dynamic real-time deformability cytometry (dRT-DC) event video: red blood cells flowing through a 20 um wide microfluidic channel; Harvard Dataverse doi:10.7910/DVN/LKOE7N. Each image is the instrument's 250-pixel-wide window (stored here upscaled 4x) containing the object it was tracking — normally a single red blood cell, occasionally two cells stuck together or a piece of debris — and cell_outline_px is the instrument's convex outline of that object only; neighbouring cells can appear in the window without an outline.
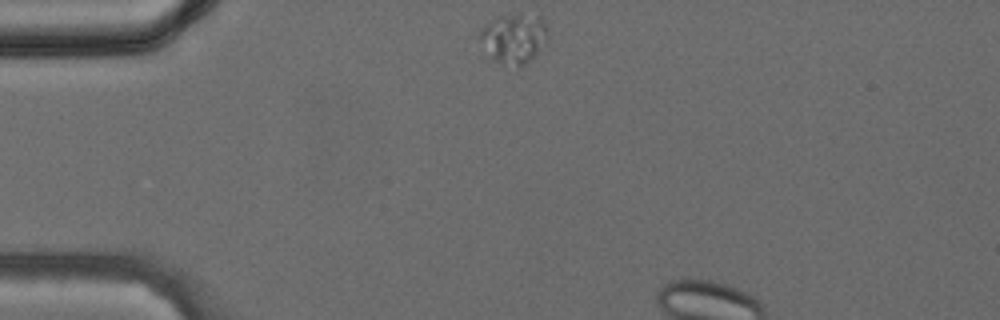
{"species": "common noctule bat (a hibernating species)", "species_latin": "Nyctalus noctula", "temperature_condition": "cold", "stored_images_in_passage": 7, "camera_frame_rate_fps": 3000, "um_per_image_px": 0.085, "animal": {"sex": "female", "body_mass_g": 24.6, "forearm_length_mm": 56.2}, "frame": {"image": 1, "passage_image": 1, "time_ms": 0.0, "image_size_px": [1000, 320], "cell_outline_px": [[548, 36], [532, 60], [520, 68], [496, 60], [492, 56], [480, 36], [480, 32], [484, 24], [500, 16], [516, 12], [540, 12], [544, 20]], "centroid_in_image_um": [43.77, 3.17], "position_along_channel_um": 41.2, "area_um2": 19.77}}
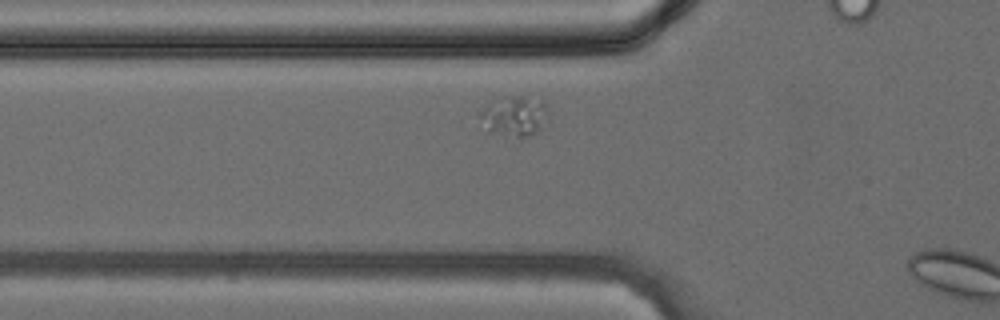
{"frame": {"image": 2, "passage_image": 6, "time_ms": 1.667, "image_size_px": [1000, 320], "cell_outline_px": [[548, 120], [532, 136], [504, 136], [488, 132], [476, 112], [488, 104], [520, 96], [524, 96], [544, 104], [548, 108]], "centroid_in_image_um": [43.7, 9.93], "position_along_channel_um": 82.1, "area_um2": 15.61}}